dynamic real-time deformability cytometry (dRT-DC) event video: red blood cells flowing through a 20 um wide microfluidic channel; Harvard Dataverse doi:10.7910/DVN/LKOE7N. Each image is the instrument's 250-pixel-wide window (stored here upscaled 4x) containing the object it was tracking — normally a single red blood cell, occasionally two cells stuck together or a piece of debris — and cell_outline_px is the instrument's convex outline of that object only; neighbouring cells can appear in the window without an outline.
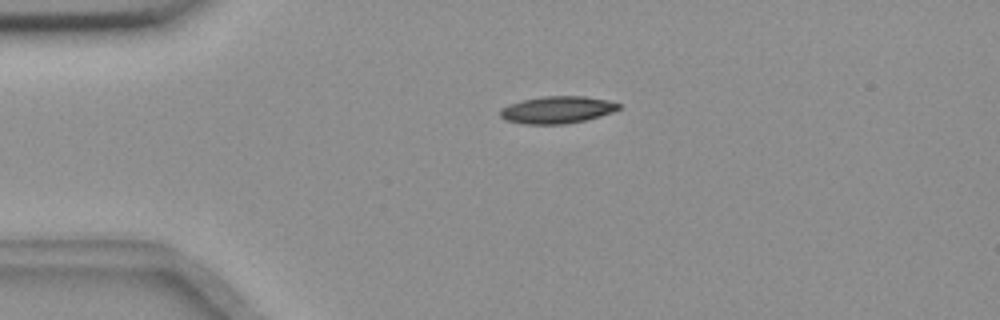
{"species": "common noctule bat (a hibernating species)", "species_latin": "Nyctalus noctula", "temperature_condition": "room temperature", "stored_images_in_passage": 44, "camera_frame_rate_fps": 3000, "um_per_image_px": 0.085, "animal": {"sex": "female", "body_mass_g": 18.4}, "frame": {"image": 1, "passage_image": 1, "time_ms": 0.0, "image_size_px": [1000, 320], "cell_outline_px": [[620, 108], [612, 112], [600, 116], [584, 120], [564, 124], [524, 124], [504, 120], [500, 116], [500, 108], [508, 104], [520, 100], [544, 96], [584, 96], [608, 100], [620, 104]], "centroid_in_image_um": [47.31, 9.33], "position_along_channel_um": 37.7, "area_um2": 18.84}}
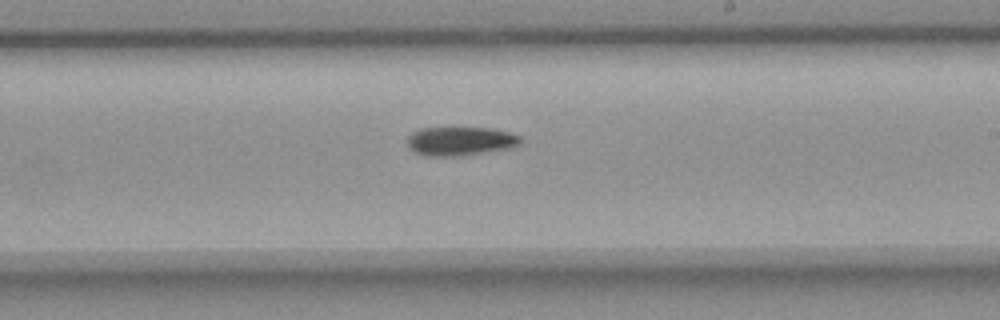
{"frame": {"image": 2, "passage_image": 21, "time_ms": 6.667, "image_size_px": [1000, 320], "cell_outline_px": [[520, 144], [512, 148], [460, 156], [428, 156], [416, 152], [408, 148], [408, 136], [412, 132], [420, 128], [492, 128], [508, 132], [520, 136]], "centroid_in_image_um": [39.12, 12.0], "position_along_channel_um": 249.9, "area_um2": 19.02}}
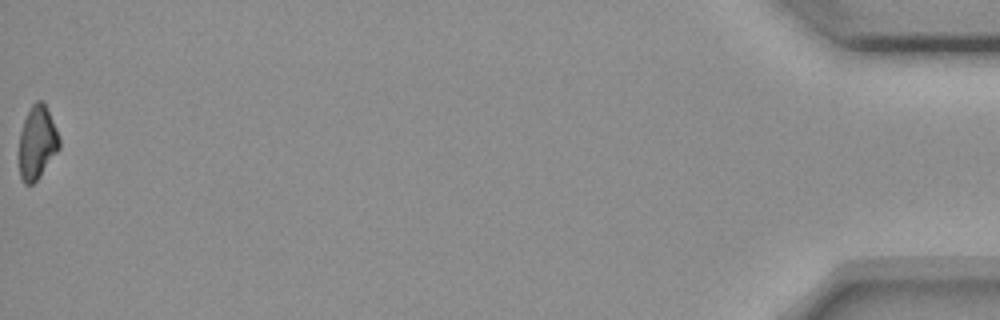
{"frame": {"image": 3, "passage_image": 44, "time_ms": 14.333, "image_size_px": [1000, 320], "cell_outline_px": [[60, 148], [36, 180], [32, 184], [24, 184], [20, 176], [16, 152], [20, 132], [24, 120], [32, 104], [36, 100], [44, 100], [56, 128], [60, 140]], "centroid_in_image_um": [3.11, 12.11], "position_along_channel_um": 432.1, "area_um2": 17.57}, "authors_computed_cell_mechanics": {"area_um2": 18.8139, "velocity_mm_per_s": 3.6811, "shape_relaxation_time_tau1_ms": 9.5084, "shape_relaxation_time_tau2_ms": null, "deformation_change_tau1": 0.1935, "deformation_change_tau2": null}}